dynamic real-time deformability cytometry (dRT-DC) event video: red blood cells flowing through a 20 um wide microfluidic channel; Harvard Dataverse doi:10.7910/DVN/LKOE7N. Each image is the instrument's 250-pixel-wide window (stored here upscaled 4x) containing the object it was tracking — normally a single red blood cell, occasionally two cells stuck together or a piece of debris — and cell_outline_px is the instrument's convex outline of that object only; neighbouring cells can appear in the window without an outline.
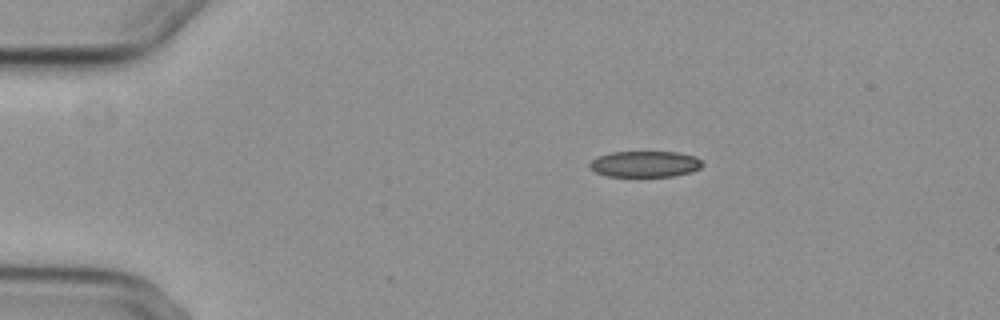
{"species": "common noctule bat (a hibernating species)", "species_latin": "Nyctalus noctula", "temperature_condition": "cold", "stored_images_in_passage": 2, "camera_frame_rate_fps": 3000, "um_per_image_px": 0.085, "animal": {"sex": "female", "body_mass_g": 29.2, "forearm_length_mm": 56.3}, "frame": {"image": 1, "passage_image": 1, "time_ms": 0.0, "image_size_px": [1000, 320], "cell_outline_px": [[704, 164], [700, 168], [692, 172], [672, 176], [608, 176], [596, 172], [588, 164], [596, 156], [612, 152], [680, 152], [696, 156]], "centroid_in_image_um": [54.85, 13.93], "position_along_channel_um": 30.1, "area_um2": 17.17}}